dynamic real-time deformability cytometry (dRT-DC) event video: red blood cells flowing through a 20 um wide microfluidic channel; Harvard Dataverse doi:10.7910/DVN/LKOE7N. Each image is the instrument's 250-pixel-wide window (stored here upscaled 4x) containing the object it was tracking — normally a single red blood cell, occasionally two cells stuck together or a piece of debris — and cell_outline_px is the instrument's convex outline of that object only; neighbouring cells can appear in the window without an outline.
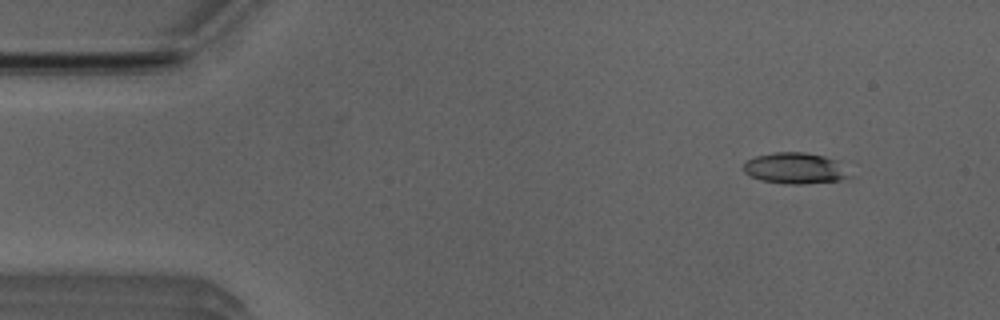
{"species": "Egyptian fruit bat (a non-hibernating species)", "species_latin": "Rousettus aegyptiacus", "temperature_condition": "room temperature", "stored_images_in_passage": 51, "camera_frame_rate_fps": 3000, "um_per_image_px": 0.085, "animal": {"sex": "male"}, "frame": {"image": 1, "passage_image": 5, "time_ms": 1.333, "image_size_px": [1000, 320], "cell_outline_px": [[852, 176], [840, 180], [804, 184], [784, 184], [760, 180], [744, 172], [744, 164], [748, 160], [756, 156], [776, 152], [804, 152], [824, 156], [836, 160]], "centroid_in_image_um": [67.58, 14.31], "position_along_channel_um": 17.4, "area_um2": 19.07}}
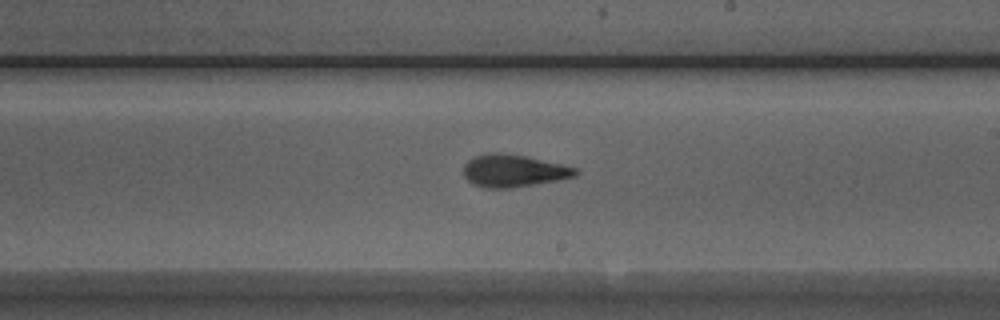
{"frame": {"image": 2, "passage_image": 29, "time_ms": 9.333, "image_size_px": [1000, 320], "cell_outline_px": [[580, 172], [576, 176], [556, 180], [512, 188], [484, 188], [472, 184], [464, 176], [464, 164], [468, 160], [484, 152], [496, 152], [524, 156], [580, 168]], "centroid_in_image_um": [43.65, 14.51], "position_along_channel_um": 245.4, "area_um2": 21.21}}
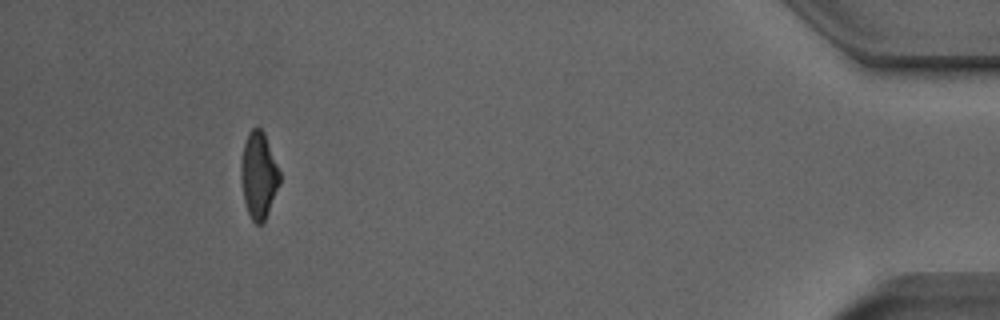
{"frame": {"image": 3, "passage_image": 47, "time_ms": 15.333, "image_size_px": [1000, 320], "cell_outline_px": [[280, 184], [264, 220], [260, 224], [256, 224], [252, 220], [248, 212], [244, 200], [240, 176], [240, 164], [244, 144], [248, 132], [256, 124], [264, 132], [280, 172]], "centroid_in_image_um": [21.97, 14.86], "position_along_channel_um": 413.2, "area_um2": 19.48}, "authors_computed_cell_mechanics": {"area_um2": 20.4612, "velocity_mm_per_s": 3.9714, "shape_relaxation_time_tau1_ms": 3.7095, "shape_relaxation_time_tau2_ms": 2.9452, "deformation_change_tau1": 0.176, "deformation_change_tau2": 0.1317}}